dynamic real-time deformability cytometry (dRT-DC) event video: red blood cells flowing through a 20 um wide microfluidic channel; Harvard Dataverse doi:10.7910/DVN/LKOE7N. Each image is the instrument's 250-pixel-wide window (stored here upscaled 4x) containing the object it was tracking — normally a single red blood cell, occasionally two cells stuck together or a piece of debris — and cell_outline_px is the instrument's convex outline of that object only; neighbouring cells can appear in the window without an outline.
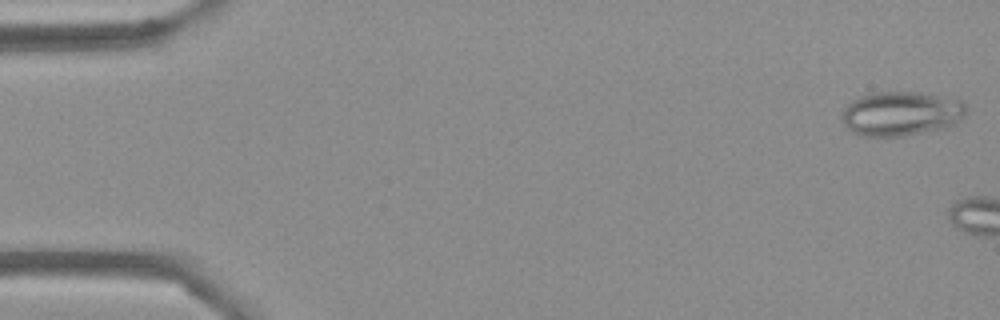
{"species": "Egyptian fruit bat (a non-hibernating species)", "species_latin": "Rousettus aegyptiacus", "temperature_condition": "cold", "stored_images_in_passage": 5, "camera_frame_rate_fps": 3000, "um_per_image_px": 0.085, "frame": {"image": 1, "passage_image": 1, "time_ms": 0.0, "image_size_px": [1000, 320], "cell_outline_px": [[968, 112], [956, 124], [948, 128], [900, 136], [864, 136], [852, 132], [840, 120], [840, 112], [852, 100], [860, 96], [872, 92], [916, 92], [960, 100], [964, 104]], "centroid_in_image_um": [76.57, 9.66], "position_along_channel_um": 8.4, "area_um2": 32.37}}